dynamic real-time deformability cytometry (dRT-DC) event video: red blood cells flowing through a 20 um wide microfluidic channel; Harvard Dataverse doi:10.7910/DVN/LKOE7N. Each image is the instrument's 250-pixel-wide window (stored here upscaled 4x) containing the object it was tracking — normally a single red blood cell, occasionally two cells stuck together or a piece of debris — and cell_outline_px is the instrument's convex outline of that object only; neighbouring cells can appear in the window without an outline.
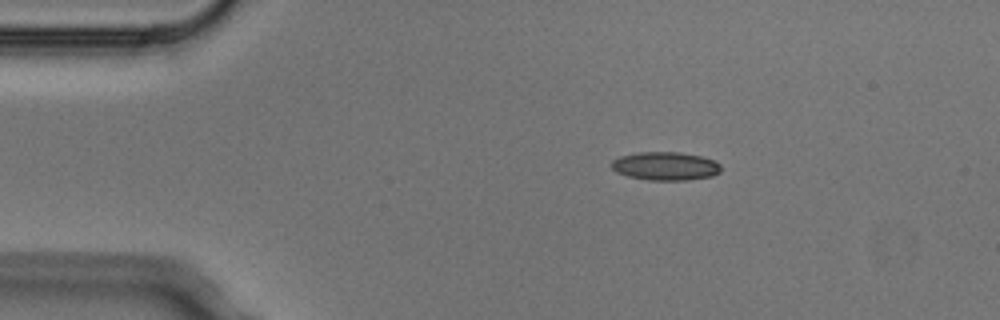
{"species": "Egyptian fruit bat (a non-hibernating species)", "species_latin": "Rousettus aegyptiacus", "temperature_condition": "cold", "stored_images_in_passage": 5, "camera_frame_rate_fps": 3000, "um_per_image_px": 0.085, "animal": {"sex": "male"}, "frame": {"image": 1, "passage_image": 5, "time_ms": 1.333, "image_size_px": [1000, 320], "cell_outline_px": [[720, 172], [712, 176], [688, 180], [648, 180], [628, 176], [616, 172], [612, 168], [612, 160], [620, 156], [636, 152], [680, 152], [700, 156], [716, 160], [720, 164]], "centroid_in_image_um": [56.57, 14.11], "position_along_channel_um": 28.4, "area_um2": 18.21}}